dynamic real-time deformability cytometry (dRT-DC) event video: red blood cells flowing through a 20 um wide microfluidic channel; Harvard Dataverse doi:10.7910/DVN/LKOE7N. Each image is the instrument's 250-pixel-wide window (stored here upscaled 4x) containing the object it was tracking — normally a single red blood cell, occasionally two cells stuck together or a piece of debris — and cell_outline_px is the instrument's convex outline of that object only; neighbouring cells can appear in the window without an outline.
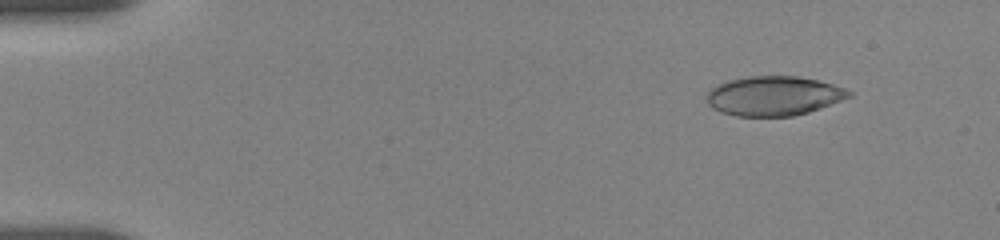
{"species": "human", "species_latin": "Homo sapiens", "temperature_condition": "room temperature", "stored_images_in_passage": 25, "camera_frame_rate_fps": 3000, "um_per_image_px": 0.085, "donor": {"sex": "female"}, "frame": {"image": 1, "passage_image": 3, "time_ms": 1.667, "image_size_px": [1000, 240], "cell_outline_px": [[852, 96], [820, 108], [808, 112], [792, 116], [736, 116], [720, 112], [712, 108], [708, 104], [708, 92], [716, 84], [728, 80], [748, 76], [796, 76], [816, 80], [832, 84], [844, 88], [852, 92]], "centroid_in_image_um": [65.75, 8.15], "position_along_channel_um": 19.3, "area_um2": 32.6}}
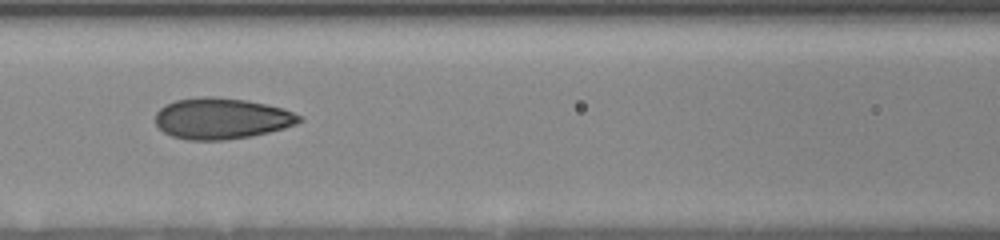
{"frame": {"image": 2, "passage_image": 16, "time_ms": 8.0, "image_size_px": [1000, 240], "cell_outline_px": [[304, 120], [296, 124], [284, 128], [252, 136], [224, 140], [188, 140], [172, 136], [164, 132], [156, 124], [156, 112], [164, 104], [176, 100], [204, 96], [212, 96], [248, 100], [284, 108], [300, 116]], "centroid_in_image_um": [18.83, 10.07], "position_along_channel_um": 147.8, "area_um2": 34.56}}
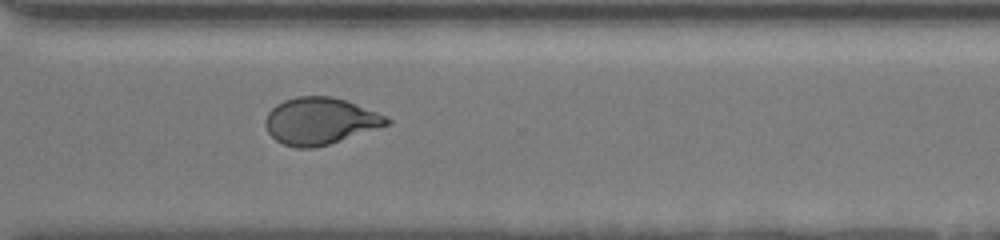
{"frame": {"image": 3, "passage_image": 25, "time_ms": 13.333, "image_size_px": [1000, 240], "cell_outline_px": [[392, 124], [328, 144], [312, 148], [296, 148], [284, 144], [276, 140], [268, 132], [264, 124], [264, 120], [268, 112], [276, 104], [284, 100], [296, 96], [332, 96], [356, 104], [388, 116], [392, 120]], "centroid_in_image_um": [27.21, 10.28], "position_along_channel_um": 343.4, "area_um2": 33.23}}